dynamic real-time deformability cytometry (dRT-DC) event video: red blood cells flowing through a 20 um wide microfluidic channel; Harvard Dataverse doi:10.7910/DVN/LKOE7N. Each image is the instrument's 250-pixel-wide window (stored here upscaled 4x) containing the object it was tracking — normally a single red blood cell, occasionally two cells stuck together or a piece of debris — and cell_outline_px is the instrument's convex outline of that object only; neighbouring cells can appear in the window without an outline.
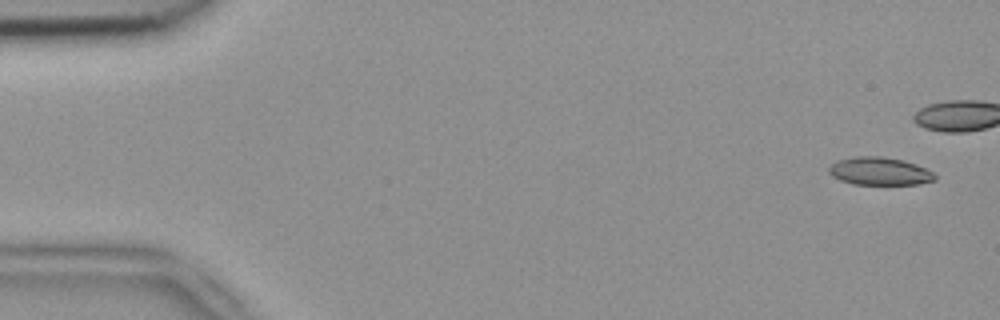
{"species": "common noctule bat (a hibernating species)", "species_latin": "Nyctalus noctula", "temperature_condition": "room temperature", "stored_images_in_passage": 3, "camera_frame_rate_fps": 3000, "um_per_image_px": 0.085, "animal": {"sex": "female", "body_mass_g": 18.4}, "frame": {"image": 1, "passage_image": 1, "time_ms": 0.0, "image_size_px": [1000, 320], "cell_outline_px": [[936, 180], [916, 184], [852, 184], [840, 180], [832, 176], [828, 172], [828, 168], [836, 160], [856, 156], [880, 156], [904, 160], [916, 164], [932, 172], [936, 176]], "centroid_in_image_um": [74.74, 14.55], "position_along_channel_um": 10.3, "area_um2": 17.22}}